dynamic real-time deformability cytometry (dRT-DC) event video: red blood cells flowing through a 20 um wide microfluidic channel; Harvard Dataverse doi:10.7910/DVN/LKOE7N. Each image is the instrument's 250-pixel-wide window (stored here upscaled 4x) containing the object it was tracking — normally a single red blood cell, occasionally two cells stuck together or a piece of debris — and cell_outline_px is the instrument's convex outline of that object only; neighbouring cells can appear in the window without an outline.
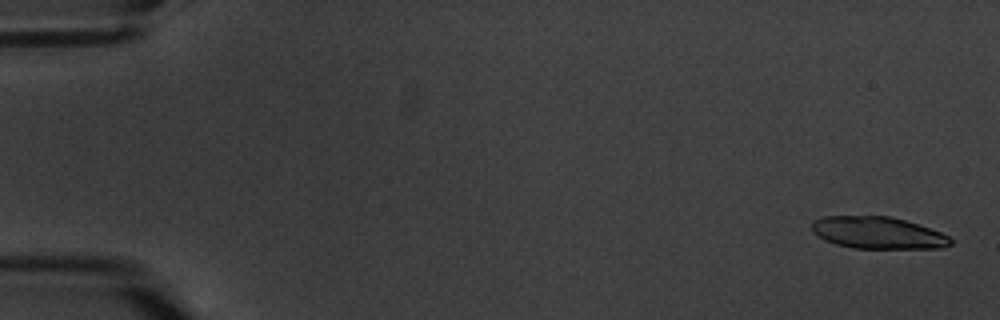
{"species": "common noctule bat (a hibernating species)", "species_latin": "Nyctalus noctula", "temperature_condition": "warm", "stored_images_in_passage": 6, "camera_frame_rate_fps": 3000, "um_per_image_px": 0.085, "animal": {"sex": "male", "body_mass_g": 20.1, "forearm_length_mm": 53.5}, "frame": {"image": 1, "passage_image": 1, "time_ms": 0.0, "image_size_px": [1000, 320], "cell_outline_px": [[952, 244], [944, 248], [852, 248], [836, 244], [824, 240], [812, 232], [812, 220], [824, 216], [892, 216], [940, 232], [948, 236], [952, 240]], "centroid_in_image_um": [74.59, 19.79], "position_along_channel_um": 10.4, "area_um2": 25.84}}